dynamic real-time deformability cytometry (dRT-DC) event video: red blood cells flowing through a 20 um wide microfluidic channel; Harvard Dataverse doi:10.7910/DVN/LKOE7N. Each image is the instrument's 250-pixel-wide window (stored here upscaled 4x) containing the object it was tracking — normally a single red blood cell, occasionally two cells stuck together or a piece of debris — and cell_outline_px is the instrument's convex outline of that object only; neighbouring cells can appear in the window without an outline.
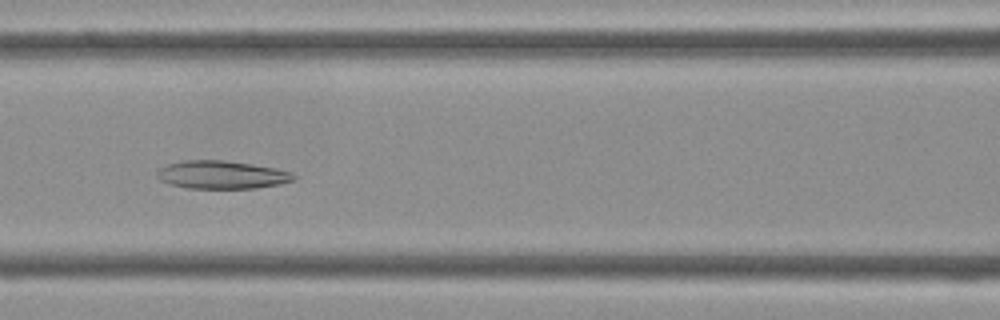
{"species": "Egyptian fruit bat (a non-hibernating species)", "species_latin": "Rousettus aegyptiacus", "temperature_condition": "cold", "stored_images_in_passage": 44, "camera_frame_rate_fps": 3000, "um_per_image_px": 0.085, "frame": {"image": 1, "passage_image": 19, "time_ms": 6.0, "image_size_px": [1000, 320], "cell_outline_px": [[296, 180], [280, 184], [256, 188], [188, 188], [168, 184], [160, 180], [156, 176], [156, 172], [160, 168], [168, 164], [184, 160], [220, 160], [252, 164], [276, 168], [292, 172], [296, 176]], "centroid_in_image_um": [18.86, 14.86], "position_along_channel_um": 147.7, "area_um2": 22.43}}
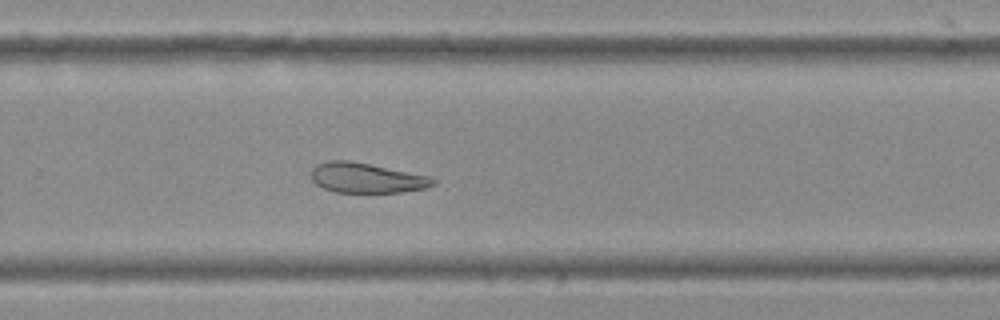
{"frame": {"image": 2, "passage_image": 29, "time_ms": 9.333, "image_size_px": [1000, 320], "cell_outline_px": [[436, 184], [424, 188], [400, 192], [336, 192], [324, 188], [316, 184], [312, 180], [312, 168], [316, 164], [328, 160], [348, 160], [428, 176], [436, 180]], "centroid_in_image_um": [31.11, 15.12], "position_along_channel_um": 298.7, "area_um2": 20.98}}
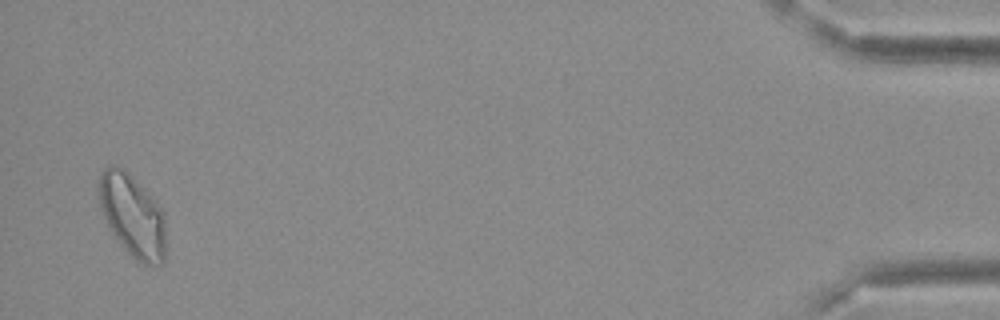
{"frame": {"image": 3, "passage_image": 43, "time_ms": 14.0, "image_size_px": [1000, 320], "cell_outline_px": [[164, 264], [144, 264], [136, 260], [112, 236], [96, 196], [96, 184], [100, 172], [104, 168], [112, 164], [120, 168], [132, 176], [152, 196], [164, 212]], "centroid_in_image_um": [11.2, 18.29], "position_along_channel_um": 424.0, "area_um2": 32.54}}